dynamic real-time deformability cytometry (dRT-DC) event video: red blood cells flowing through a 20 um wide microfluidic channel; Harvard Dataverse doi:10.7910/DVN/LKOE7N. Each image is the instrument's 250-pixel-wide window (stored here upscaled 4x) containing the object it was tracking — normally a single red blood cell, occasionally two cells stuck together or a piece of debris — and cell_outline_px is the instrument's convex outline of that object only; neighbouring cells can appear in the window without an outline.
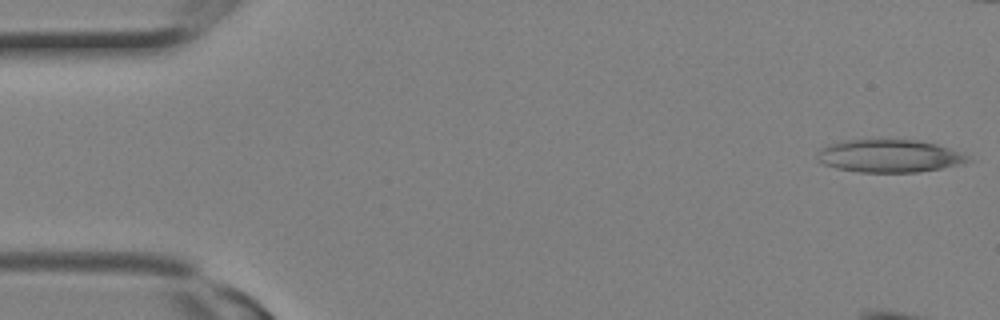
{"species": "Egyptian fruit bat (a non-hibernating species)", "species_latin": "Rousettus aegyptiacus", "temperature_condition": "room temperature", "stored_images_in_passage": 4, "camera_frame_rate_fps": 3000, "um_per_image_px": 0.085, "animal": {"sex": "female"}, "frame": {"image": 1, "passage_image": 1, "time_ms": 0.0, "image_size_px": [1000, 320], "cell_outline_px": [[972, 160], [964, 164], [920, 172], [860, 172], [836, 168], [824, 164], [816, 160], [816, 156], [820, 148], [828, 144], [844, 140], [916, 140], [936, 144], [948, 148], [968, 156]], "centroid_in_image_um": [75.57, 13.26], "position_along_channel_um": 9.4, "area_um2": 28.78}}